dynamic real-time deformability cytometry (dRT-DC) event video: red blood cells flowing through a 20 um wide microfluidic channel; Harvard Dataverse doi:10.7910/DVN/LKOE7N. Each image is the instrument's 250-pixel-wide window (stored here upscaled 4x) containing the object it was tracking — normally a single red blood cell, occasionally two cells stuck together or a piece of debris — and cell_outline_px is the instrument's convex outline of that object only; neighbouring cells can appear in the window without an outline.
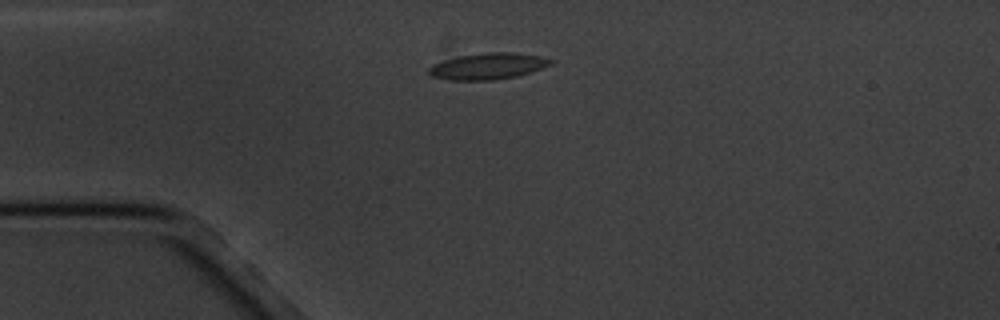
{"species": "common noctule bat (a hibernating species)", "species_latin": "Nyctalus noctula", "temperature_condition": "cold", "stored_images_in_passage": 4, "camera_frame_rate_fps": 3000, "um_per_image_px": 0.085, "animal": {"sex": "male", "body_mass_g": 20.1, "forearm_length_mm": 53.5}, "frame": {"image": 1, "passage_image": 3, "time_ms": 3.0, "image_size_px": [1000, 320], "cell_outline_px": [[556, 60], [552, 64], [516, 76], [492, 80], [448, 80], [428, 76], [428, 68], [432, 64], [444, 60], [460, 56], [488, 52], [516, 52], [540, 56]], "centroid_in_image_um": [41.44, 5.62], "position_along_channel_um": 43.6, "area_um2": 18.73}}